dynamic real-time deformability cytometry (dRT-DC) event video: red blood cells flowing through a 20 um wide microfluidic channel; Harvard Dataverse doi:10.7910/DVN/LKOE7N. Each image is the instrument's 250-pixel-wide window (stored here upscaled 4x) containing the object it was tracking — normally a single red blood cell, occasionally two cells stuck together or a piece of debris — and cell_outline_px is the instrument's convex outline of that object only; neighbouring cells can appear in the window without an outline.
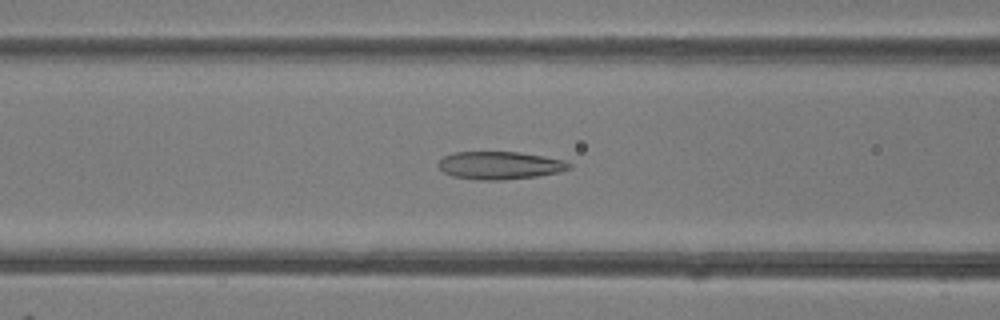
{"species": "common noctule bat (a hibernating species)", "species_latin": "Nyctalus noctula", "temperature_condition": "room temperature", "stored_images_in_passage": 35, "camera_frame_rate_fps": 3000, "um_per_image_px": 0.085, "animal": {"sex": "female"}, "frame": {"image": 1, "passage_image": 6, "time_ms": 1.667, "image_size_px": [1000, 320], "cell_outline_px": [[572, 168], [560, 172], [536, 176], [504, 180], [476, 180], [452, 176], [444, 172], [436, 164], [444, 156], [452, 152], [520, 152], [544, 156], [564, 160], [572, 164]], "centroid_in_image_um": [42.49, 14.06], "position_along_channel_um": 124.1, "area_um2": 21.39}}
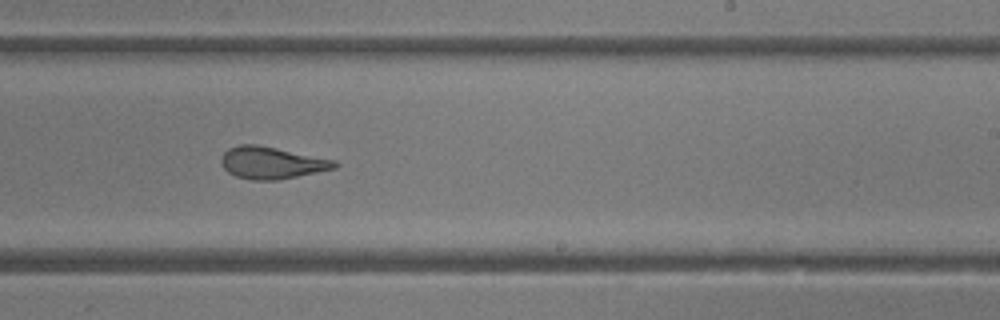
{"frame": {"image": 2, "passage_image": 16, "time_ms": 5.0, "image_size_px": [1000, 320], "cell_outline_px": [[340, 164], [336, 168], [276, 180], [252, 180], [236, 176], [228, 172], [220, 164], [220, 160], [224, 152], [228, 148], [240, 144], [256, 144], [336, 160]], "centroid_in_image_um": [23.07, 13.83], "position_along_channel_um": 265.9, "area_um2": 21.1}}
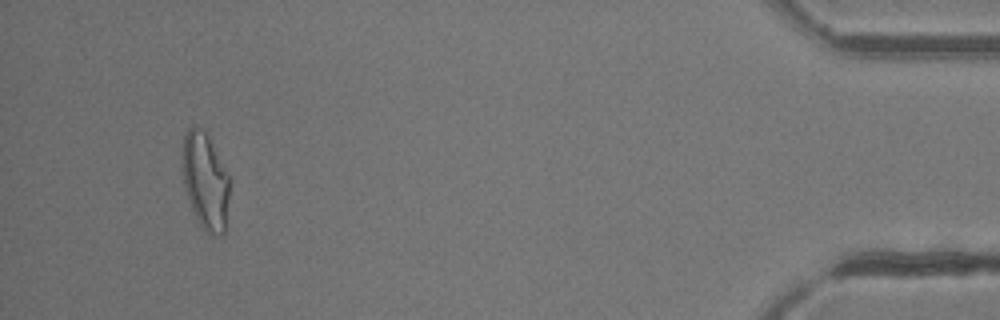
{"frame": {"image": 3, "passage_image": 32, "time_ms": 10.333, "image_size_px": [1000, 320], "cell_outline_px": [[228, 196], [224, 232], [216, 236], [208, 236], [200, 224], [192, 208], [184, 188], [180, 156], [184, 132], [192, 124], [208, 132], [228, 176]], "centroid_in_image_um": [17.39, 15.3], "position_along_channel_um": 417.8, "area_um2": 26.93}, "authors_computed_cell_mechanics": {"area_um2": 21.8484, "velocity_mm_per_s": 4.2526, "shape_relaxation_time_tau1_ms": 10.4876, "shape_relaxation_time_tau2_ms": 1.7182, "deformation_change_tau1": 0.2759, "deformation_change_tau2": 0.102}}